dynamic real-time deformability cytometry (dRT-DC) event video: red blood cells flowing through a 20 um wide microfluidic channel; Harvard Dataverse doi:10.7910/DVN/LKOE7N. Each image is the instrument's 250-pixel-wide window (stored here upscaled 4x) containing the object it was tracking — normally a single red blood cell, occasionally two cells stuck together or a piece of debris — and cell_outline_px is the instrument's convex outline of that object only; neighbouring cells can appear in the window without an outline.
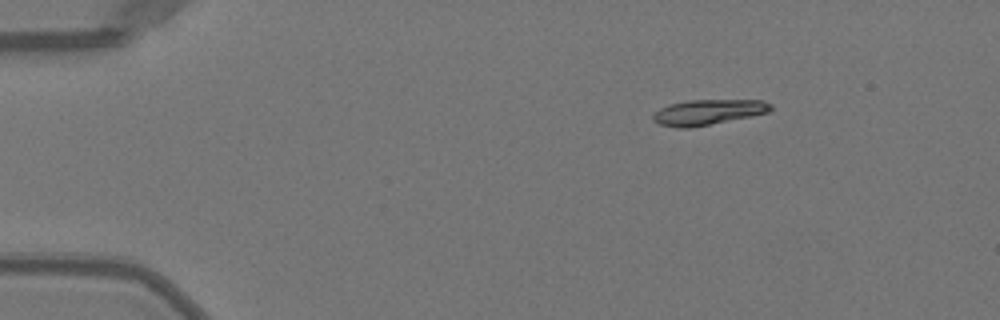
{"species": "Egyptian fruit bat (a non-hibernating species)", "species_latin": "Rousettus aegyptiacus", "temperature_condition": "warm", "stored_images_in_passage": 44, "camera_frame_rate_fps": 3000, "um_per_image_px": 0.085, "animal": {"sex": "female"}, "frame": {"image": 1, "passage_image": 1, "time_ms": 0.0, "image_size_px": [1000, 320], "cell_outline_px": [[772, 108], [768, 112], [752, 116], [688, 128], [676, 128], [660, 124], [652, 120], [652, 116], [660, 108], [668, 104], [688, 100], [760, 100], [772, 104]], "centroid_in_image_um": [60.16, 9.53], "position_along_channel_um": 24.8, "area_um2": 17.28}}
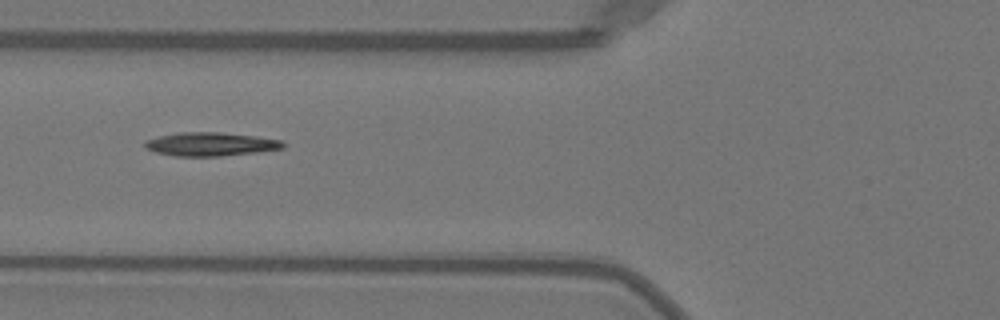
{"frame": {"image": 2, "passage_image": 13, "time_ms": 4.0, "image_size_px": [1000, 320], "cell_outline_px": [[284, 148], [256, 152], [220, 156], [172, 156], [156, 152], [144, 148], [144, 140], [160, 136], [180, 132], [220, 132], [256, 136], [284, 140]], "centroid_in_image_um": [17.89, 12.25], "position_along_channel_um": 107.9, "area_um2": 19.07}}
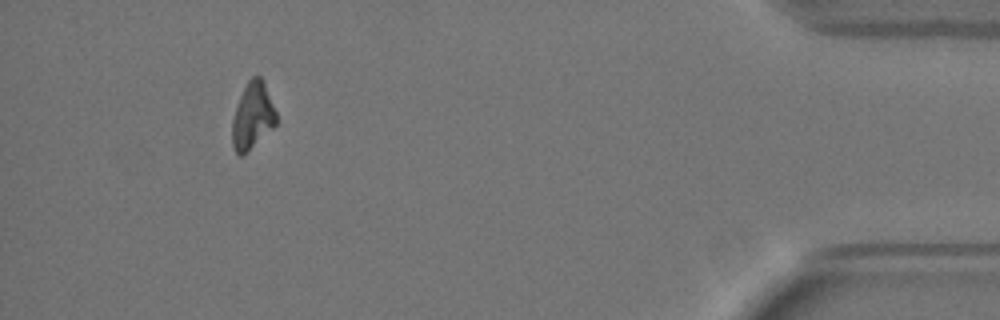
{"frame": {"image": 3, "passage_image": 40, "time_ms": 13.0, "image_size_px": [1000, 320], "cell_outline_px": [[276, 124], [272, 128], [240, 156], [236, 152], [232, 144], [232, 120], [240, 96], [248, 80], [252, 76], [260, 76], [264, 84], [276, 112]], "centroid_in_image_um": [21.45, 9.83], "position_along_channel_um": 413.8, "area_um2": 16.42}, "authors_computed_cell_mechanics": {"area_um2": 18.207, "velocity_mm_per_s": 4.0584, "shape_relaxation_time_tau1_ms": 4.2692, "shape_relaxation_time_tau2_ms": null, "deformation_change_tau1": 0.1999, "deformation_change_tau2": null}}